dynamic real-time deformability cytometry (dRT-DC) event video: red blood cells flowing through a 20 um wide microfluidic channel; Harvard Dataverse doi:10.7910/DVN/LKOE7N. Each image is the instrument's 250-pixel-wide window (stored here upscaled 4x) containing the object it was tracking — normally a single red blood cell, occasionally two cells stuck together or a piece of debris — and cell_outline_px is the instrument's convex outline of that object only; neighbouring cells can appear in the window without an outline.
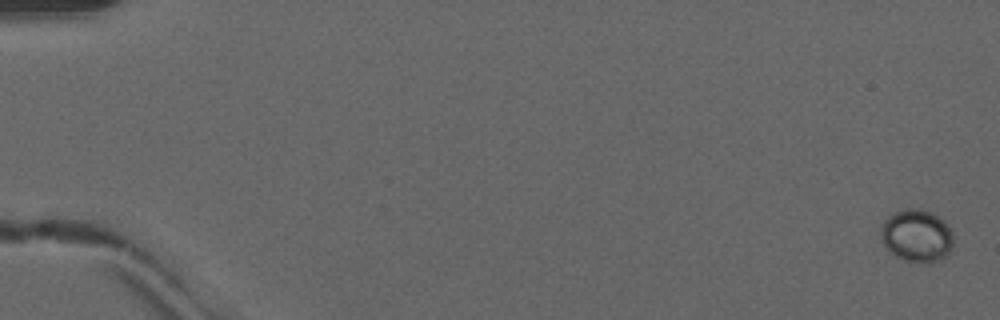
{"species": "common noctule bat (a hibernating species)", "species_latin": "Nyctalus noctula", "temperature_condition": "warm", "stored_images_in_passage": 15, "camera_frame_rate_fps": 3000, "um_per_image_px": 0.085, "animal": {"sex": "male", "forearm_length_mm": 52.5}, "frame": {"image": 1, "passage_image": 1, "time_ms": 0.0, "image_size_px": [1000, 320], "cell_outline_px": [[952, 248], [940, 260], [904, 260], [888, 252], [880, 236], [880, 228], [884, 220], [892, 212], [904, 208], [920, 208], [932, 212], [944, 220], [948, 224], [952, 232]], "centroid_in_image_um": [77.89, 19.97], "position_along_channel_um": 7.1, "area_um2": 22.2}}
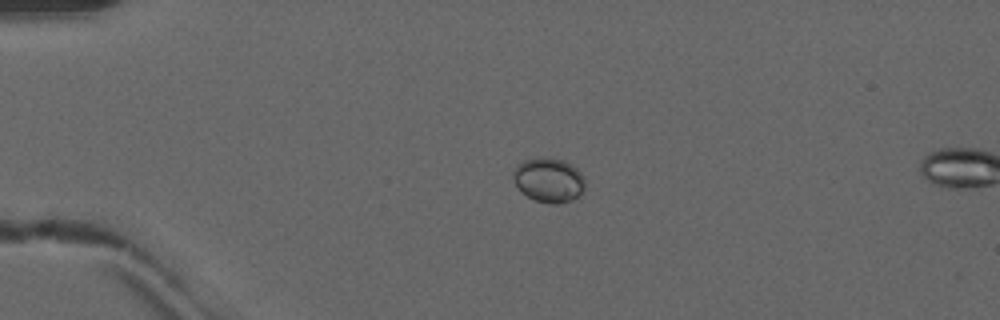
{"frame": {"image": 2, "passage_image": 13, "time_ms": 4.0, "image_size_px": [1000, 320], "cell_outline_px": [[584, 188], [572, 200], [560, 204], [548, 204], [536, 200], [520, 192], [512, 176], [512, 168], [524, 160], [536, 156], [548, 156], [564, 160], [572, 164], [584, 176]], "centroid_in_image_um": [46.61, 15.27], "position_along_channel_um": 38.4, "area_um2": 19.02}}